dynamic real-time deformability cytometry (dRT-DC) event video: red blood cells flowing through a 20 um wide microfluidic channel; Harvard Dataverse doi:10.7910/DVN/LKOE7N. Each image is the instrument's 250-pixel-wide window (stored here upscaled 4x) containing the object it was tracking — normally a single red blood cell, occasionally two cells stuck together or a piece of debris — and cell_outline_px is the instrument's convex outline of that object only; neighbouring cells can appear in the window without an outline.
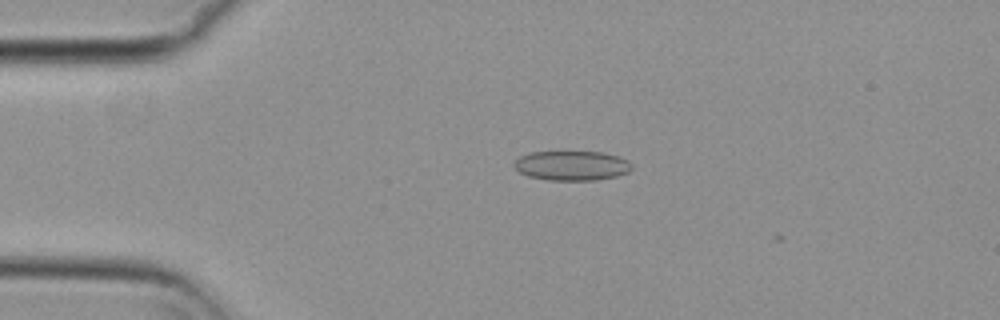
{"species": "common noctule bat (a hibernating species)", "species_latin": "Nyctalus noctula", "temperature_condition": "cold", "stored_images_in_passage": 41, "camera_frame_rate_fps": 3000, "um_per_image_px": 0.085, "animal": {"sex": "female", "body_mass_g": 29.2, "forearm_length_mm": 56.3}, "frame": {"image": 1, "passage_image": 2, "time_ms": 0.333, "image_size_px": [1000, 320], "cell_outline_px": [[632, 168], [628, 172], [616, 176], [596, 180], [548, 180], [528, 176], [520, 172], [512, 164], [520, 156], [532, 152], [604, 152], [628, 160], [632, 164]], "centroid_in_image_um": [48.61, 14.08], "position_along_channel_um": 36.4, "area_um2": 20.23}}
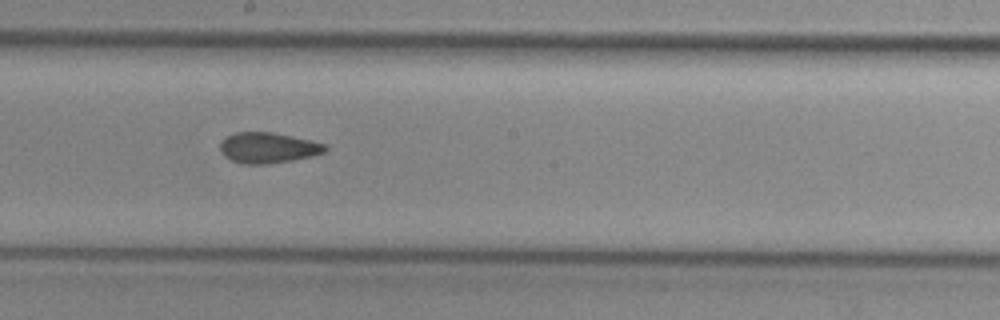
{"frame": {"image": 2, "passage_image": 20, "time_ms": 6.333, "image_size_px": [1000, 320], "cell_outline_px": [[328, 148], [324, 152], [292, 160], [264, 164], [244, 164], [232, 160], [224, 156], [220, 148], [220, 144], [228, 136], [236, 132], [272, 132], [328, 144]], "centroid_in_image_um": [22.79, 12.56], "position_along_channel_um": 225.4, "area_um2": 18.44}}
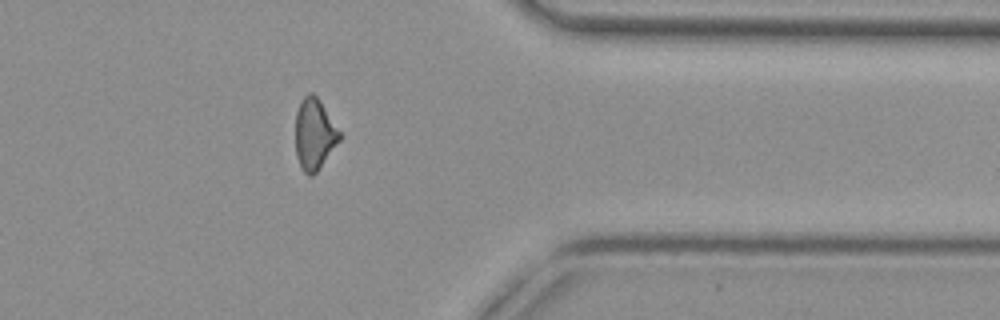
{"frame": {"image": 3, "passage_image": 34, "time_ms": 11.0, "image_size_px": [1000, 320], "cell_outline_px": [[340, 140], [316, 172], [312, 176], [308, 176], [304, 172], [296, 156], [296, 112], [300, 100], [308, 92], [312, 92], [320, 100], [340, 132]], "centroid_in_image_um": [26.71, 11.38], "position_along_channel_um": 384.7, "area_um2": 18.09}, "authors_computed_cell_mechanics": {"area_um2": 18.8428, "velocity_mm_per_s": 3.7427, "shape_relaxation_time_tau1_ms": null, "shape_relaxation_time_tau2_ms": 2.6595, "deformation_change_tau1": null, "deformation_change_tau2": 0.0911}}